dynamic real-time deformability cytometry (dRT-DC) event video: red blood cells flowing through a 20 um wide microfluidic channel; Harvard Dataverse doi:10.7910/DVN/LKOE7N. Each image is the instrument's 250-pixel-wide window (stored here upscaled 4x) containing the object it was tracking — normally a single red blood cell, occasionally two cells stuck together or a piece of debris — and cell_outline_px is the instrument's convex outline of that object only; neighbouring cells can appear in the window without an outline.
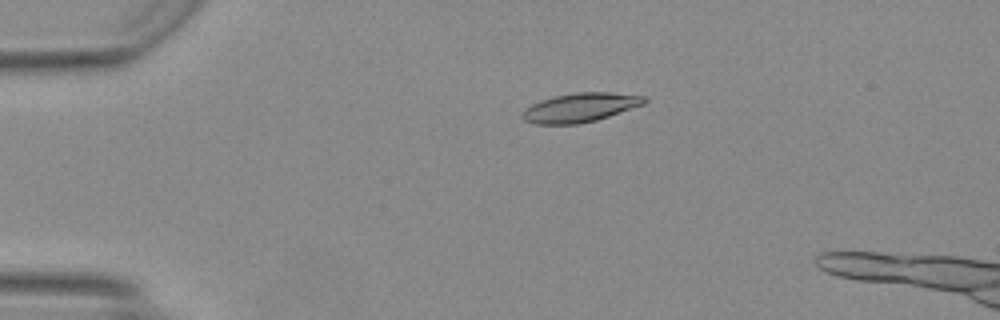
{"species": "Egyptian fruit bat (a non-hibernating species)", "species_latin": "Rousettus aegyptiacus", "temperature_condition": "warm", "stored_images_in_passage": 48, "camera_frame_rate_fps": 3000, "um_per_image_px": 0.085, "animal": {"sex": "female"}, "frame": {"image": 1, "passage_image": 12, "time_ms": 3.667, "image_size_px": [1000, 320], "cell_outline_px": [[648, 100], [644, 104], [596, 120], [580, 124], [536, 124], [524, 120], [520, 116], [520, 112], [524, 108], [540, 100], [556, 96], [576, 92], [608, 92], [644, 96]], "centroid_in_image_um": [49.27, 9.14], "position_along_channel_um": 35.7, "area_um2": 20.63}}
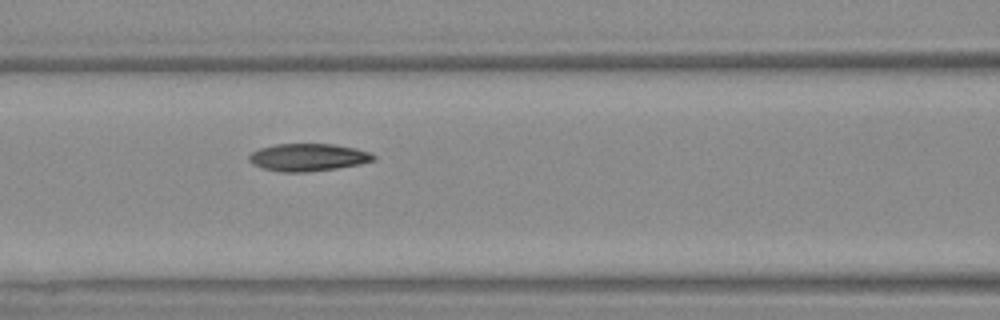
{"frame": {"image": 2, "passage_image": 23, "time_ms": 7.333, "image_size_px": [1000, 320], "cell_outline_px": [[376, 160], [360, 164], [336, 168], [308, 172], [280, 172], [264, 168], [252, 164], [248, 160], [248, 156], [252, 152], [260, 148], [276, 144], [332, 144], [356, 148], [368, 152], [376, 156]], "centroid_in_image_um": [26.18, 13.37], "position_along_channel_um": 140.4, "area_um2": 19.94}}
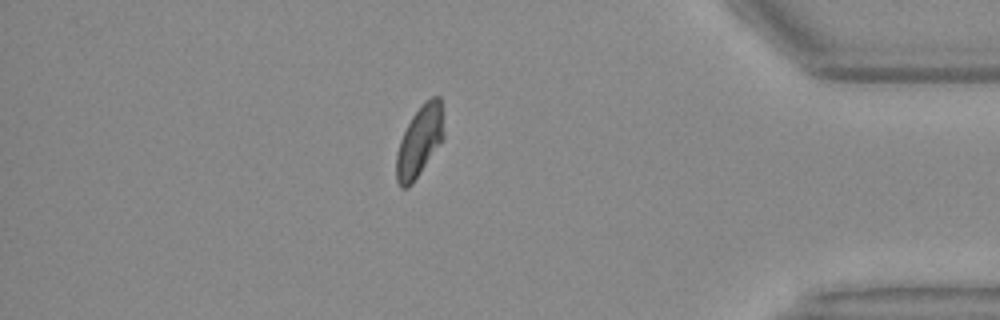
{"frame": {"image": 3, "passage_image": 44, "time_ms": 14.333, "image_size_px": [1000, 320], "cell_outline_px": [[444, 136], [440, 144], [412, 184], [408, 188], [400, 188], [396, 180], [396, 152], [400, 140], [412, 116], [424, 100], [432, 96], [440, 96], [444, 132]], "centroid_in_image_um": [35.65, 12.01], "position_along_channel_um": 399.6, "area_um2": 19.59}}